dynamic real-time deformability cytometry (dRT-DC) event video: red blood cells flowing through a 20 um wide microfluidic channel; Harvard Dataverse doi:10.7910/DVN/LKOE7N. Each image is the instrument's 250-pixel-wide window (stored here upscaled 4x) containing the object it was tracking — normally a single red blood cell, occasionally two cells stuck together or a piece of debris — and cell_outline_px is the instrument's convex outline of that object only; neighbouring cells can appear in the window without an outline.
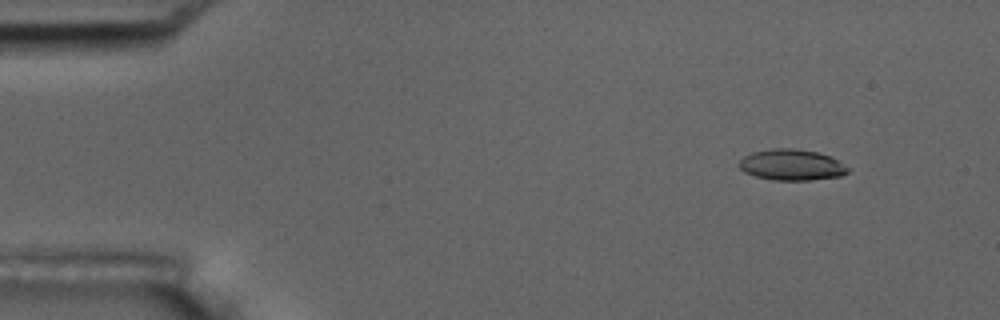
{"species": "common noctule bat (a hibernating species)", "species_latin": "Nyctalus noctula", "temperature_condition": "room temperature", "stored_images_in_passage": 5, "segment_of_instrument_passage": [1, 2], "camera_frame_rate_fps": 3000, "um_per_image_px": 0.085, "animal": {"sex": "male", "body_mass_g": 17.5, "forearm_length_mm": 52.3}, "frame": {"image": 1, "passage_image": 1, "time_ms": 0.0, "image_size_px": [1000, 320], "cell_outline_px": [[848, 172], [840, 176], [812, 180], [772, 180], [756, 176], [744, 172], [740, 168], [740, 160], [744, 156], [752, 152], [776, 148], [792, 148], [816, 152], [832, 156], [848, 168]], "centroid_in_image_um": [67.29, 14.01], "position_along_channel_um": 17.7, "area_um2": 19.54}}